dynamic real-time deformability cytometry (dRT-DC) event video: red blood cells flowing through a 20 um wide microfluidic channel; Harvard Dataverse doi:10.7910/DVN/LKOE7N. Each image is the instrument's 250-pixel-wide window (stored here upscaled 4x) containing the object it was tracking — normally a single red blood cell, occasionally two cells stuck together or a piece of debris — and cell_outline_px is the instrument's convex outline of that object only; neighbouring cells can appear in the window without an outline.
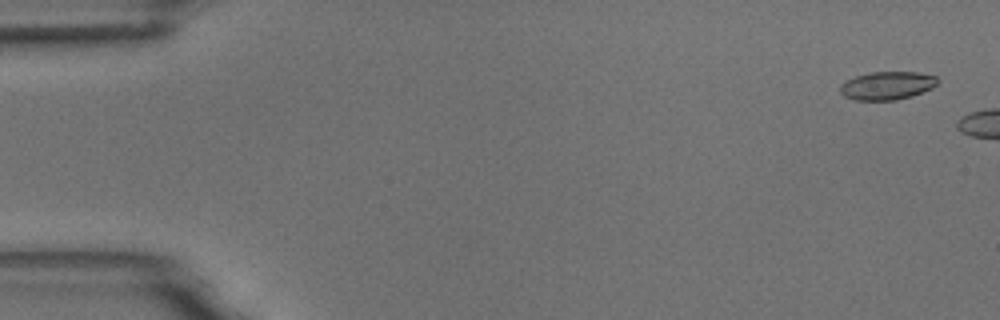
{"species": "common noctule bat (a hibernating species)", "species_latin": "Nyctalus noctula", "temperature_condition": "room temperature", "stored_images_in_passage": 7, "camera_frame_rate_fps": 3000, "um_per_image_px": 0.085, "animal": {"sex": "male", "body_mass_g": 18.8}, "frame": {"image": 1, "passage_image": 3, "time_ms": 0.667, "image_size_px": [1000, 320], "cell_outline_px": [[940, 80], [932, 88], [912, 96], [896, 100], [856, 100], [844, 96], [840, 92], [840, 84], [844, 80], [868, 72], [920, 72], [936, 76]], "centroid_in_image_um": [75.4, 7.27], "position_along_channel_um": 9.6, "area_um2": 16.18}}